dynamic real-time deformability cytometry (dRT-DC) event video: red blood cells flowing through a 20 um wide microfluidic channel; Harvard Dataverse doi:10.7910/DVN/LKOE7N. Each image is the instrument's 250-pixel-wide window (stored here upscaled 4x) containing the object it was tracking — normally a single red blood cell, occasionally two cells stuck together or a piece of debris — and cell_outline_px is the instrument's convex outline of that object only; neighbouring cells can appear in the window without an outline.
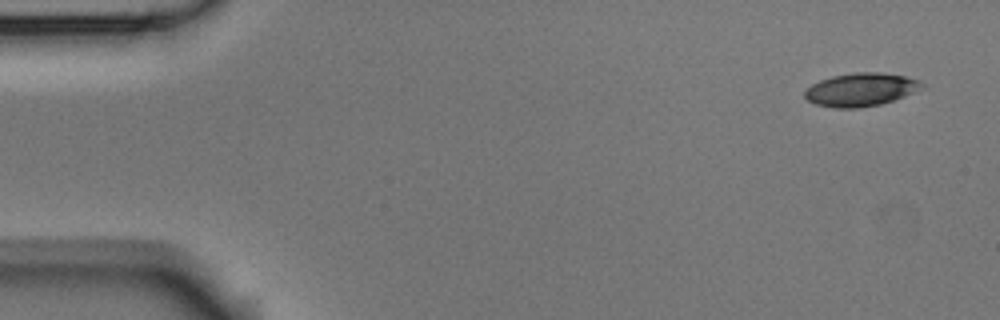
{"species": "Egyptian fruit bat (a non-hibernating species)", "species_latin": "Rousettus aegyptiacus", "temperature_condition": "room temperature", "stored_images_in_passage": 3, "segment_of_instrument_passage": [2, 2], "camera_frame_rate_fps": 3000, "um_per_image_px": 0.085, "animal": {"sex": "male"}, "frame": {"image": 1, "passage_image": 3, "time_ms": 0.667, "image_size_px": [1000, 320], "cell_outline_px": [[924, 88], [904, 96], [880, 104], [860, 108], [836, 108], [816, 104], [808, 100], [804, 96], [804, 92], [812, 84], [820, 80], [832, 76], [856, 72], [880, 72], [904, 76], [920, 80]], "centroid_in_image_um": [73.17, 7.61], "position_along_channel_um": 11.8, "area_um2": 22.54}}